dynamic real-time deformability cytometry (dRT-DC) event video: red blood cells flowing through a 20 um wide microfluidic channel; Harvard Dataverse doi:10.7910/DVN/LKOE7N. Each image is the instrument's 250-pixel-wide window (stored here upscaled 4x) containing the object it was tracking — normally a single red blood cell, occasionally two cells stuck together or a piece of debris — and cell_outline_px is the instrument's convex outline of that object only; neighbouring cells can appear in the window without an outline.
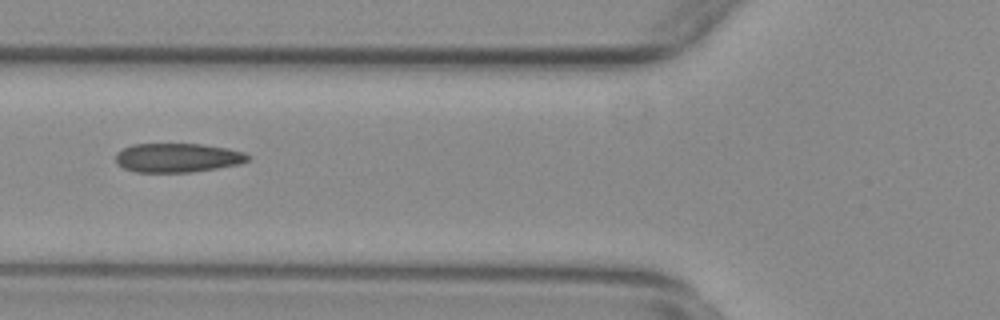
{"species": "common noctule bat (a hibernating species)", "species_latin": "Nyctalus noctula", "temperature_condition": "warm", "stored_images_in_passage": 37, "camera_frame_rate_fps": 3000, "um_per_image_px": 0.085, "animal": {"sex": "female", "body_mass_g": 29.2, "forearm_length_mm": 56.3}, "frame": {"image": 1, "passage_image": 4, "time_ms": 1.0, "image_size_px": [1000, 320], "cell_outline_px": [[248, 160], [240, 164], [192, 172], [136, 172], [124, 168], [116, 164], [116, 152], [132, 144], [204, 144], [228, 148], [244, 152], [248, 156]], "centroid_in_image_um": [15.07, 13.4], "position_along_channel_um": 110.7, "area_um2": 22.43}}
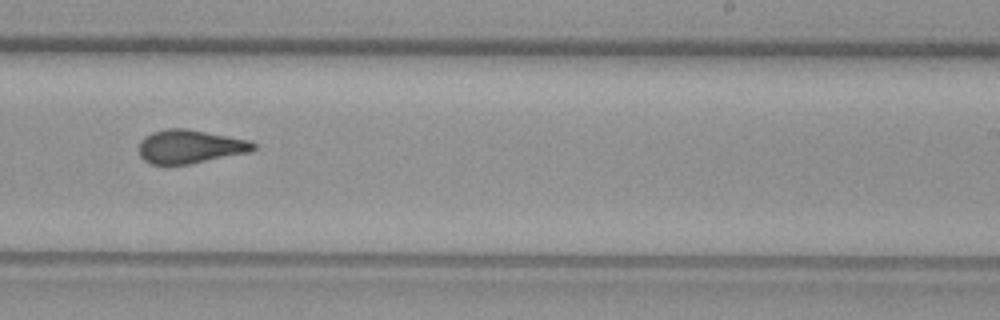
{"frame": {"image": 2, "passage_image": 17, "time_ms": 5.333, "image_size_px": [1000, 320], "cell_outline_px": [[256, 148], [252, 152], [188, 164], [164, 168], [152, 164], [144, 160], [140, 156], [140, 140], [144, 136], [152, 132], [168, 128], [188, 128], [248, 140], [256, 144]], "centroid_in_image_um": [16.12, 12.49], "position_along_channel_um": 272.9, "area_um2": 22.95}}
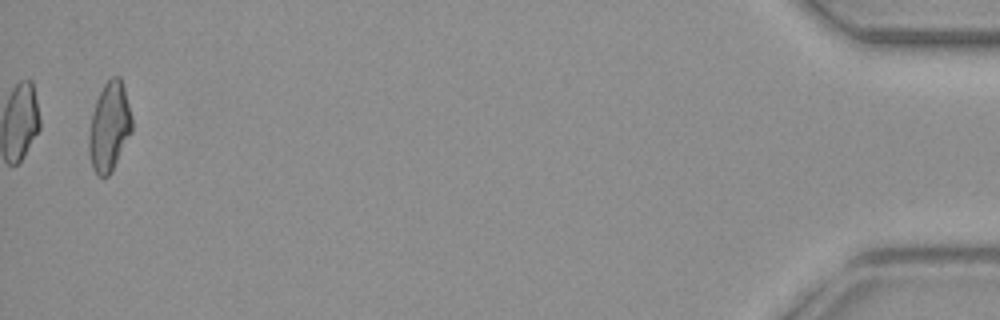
{"frame": {"image": 3, "passage_image": 37, "time_ms": 12.0, "image_size_px": [1000, 320], "cell_outline_px": [[132, 132], [112, 172], [108, 176], [96, 176], [92, 168], [88, 152], [88, 136], [92, 112], [96, 100], [104, 84], [112, 76], [120, 76], [124, 88], [132, 116]], "centroid_in_image_um": [9.28, 10.81], "position_along_channel_um": 425.9, "area_um2": 22.6}}